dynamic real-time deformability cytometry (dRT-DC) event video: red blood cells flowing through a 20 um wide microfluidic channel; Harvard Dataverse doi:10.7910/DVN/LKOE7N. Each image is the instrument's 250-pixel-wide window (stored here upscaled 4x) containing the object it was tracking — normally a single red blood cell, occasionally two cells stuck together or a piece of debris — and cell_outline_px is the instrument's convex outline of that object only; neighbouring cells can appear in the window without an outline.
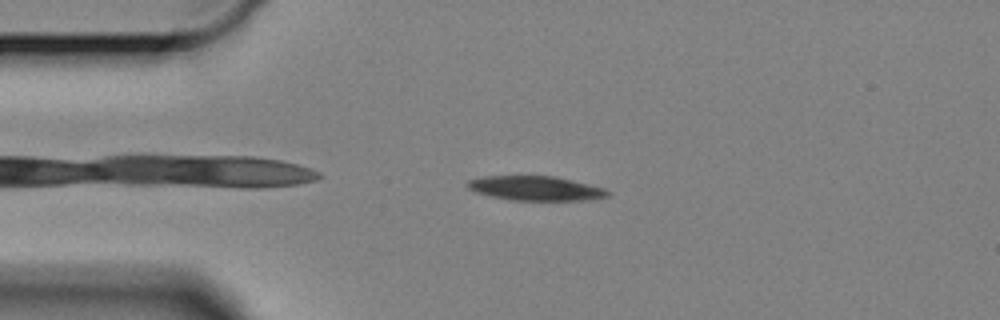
{"species": "Egyptian fruit bat (a non-hibernating species)", "species_latin": "Rousettus aegyptiacus", "temperature_condition": "cold", "stored_images_in_passage": 44, "camera_frame_rate_fps": 3000, "um_per_image_px": 0.085, "animal": {"sex": "female"}, "frame": {"image": 1, "passage_image": 4, "time_ms": 1.0, "image_size_px": [1000, 320], "cell_outline_px": [[608, 196], [584, 200], [512, 200], [492, 196], [476, 192], [468, 188], [468, 180], [484, 176], [556, 176], [604, 188], [608, 192]], "centroid_in_image_um": [45.51, 16.0], "position_along_channel_um": 39.5, "area_um2": 19.65}}
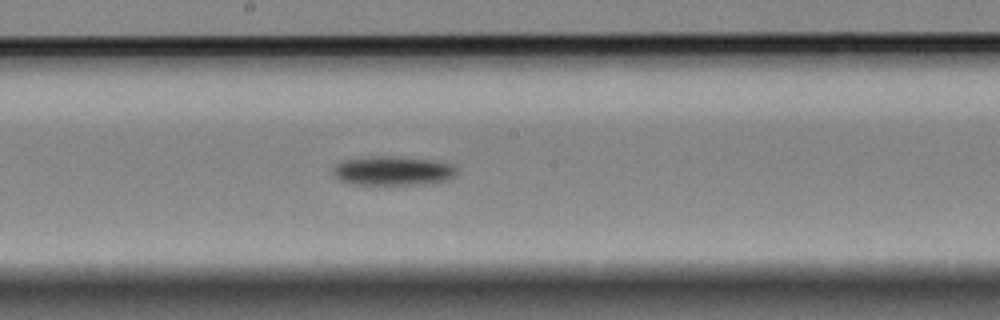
{"frame": {"image": 2, "passage_image": 22, "time_ms": 7.0, "image_size_px": [1000, 320], "cell_outline_px": [[456, 176], [448, 180], [424, 184], [352, 184], [340, 180], [332, 172], [336, 164], [344, 160], [372, 156], [400, 156], [436, 160], [456, 164]], "centroid_in_image_um": [33.47, 14.5], "position_along_channel_um": 214.7, "area_um2": 21.27}}
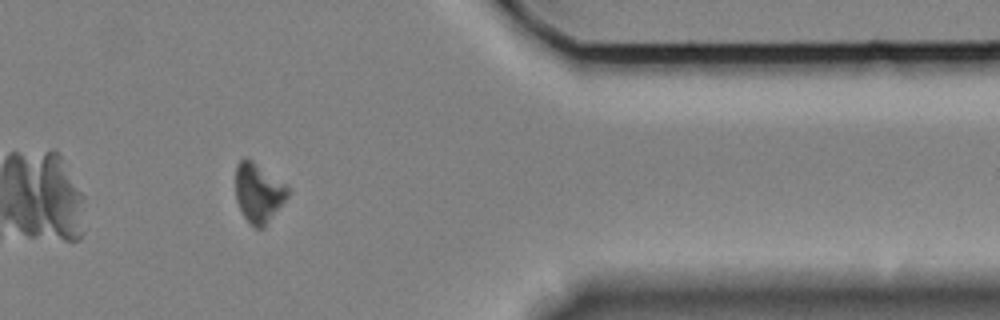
{"frame": {"image": 3, "passage_image": 40, "time_ms": 13.0, "image_size_px": [1000, 320], "cell_outline_px": [[288, 196], [264, 228], [256, 228], [244, 216], [236, 200], [236, 164], [244, 156], [252, 160], [284, 184], [288, 188]], "centroid_in_image_um": [21.95, 16.38], "position_along_channel_um": 389.5, "area_um2": 17.69}, "authors_computed_cell_mechanics": {"area_um2": 20.1144, "velocity_mm_per_s": 3.2749, "shape_relaxation_time_tau1_ms": 2.5751, "shape_relaxation_time_tau2_ms": null, "deformation_change_tau1": 0.0996, "deformation_change_tau2": null}}